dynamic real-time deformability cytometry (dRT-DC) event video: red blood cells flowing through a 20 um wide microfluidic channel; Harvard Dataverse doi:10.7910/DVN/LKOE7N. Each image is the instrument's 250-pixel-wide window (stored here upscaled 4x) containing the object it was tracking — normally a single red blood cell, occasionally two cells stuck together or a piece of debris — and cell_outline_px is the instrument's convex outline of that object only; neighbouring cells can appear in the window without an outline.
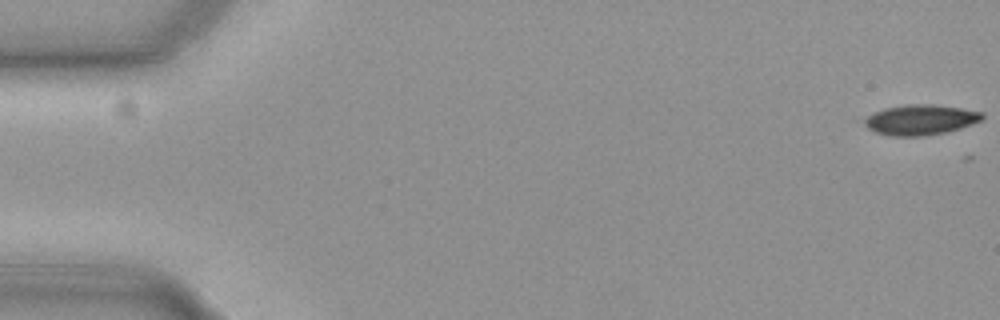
{"species": "common noctule bat (a hibernating species)", "species_latin": "Nyctalus noctula", "temperature_condition": "cold", "stored_images_in_passage": 13, "camera_frame_rate_fps": 3000, "um_per_image_px": 0.085, "animal": {"sex": "female", "body_mass_g": 19.3, "forearm_length_mm": 54.1}, "frame": {"image": 1, "passage_image": 1, "time_ms": 0.0, "image_size_px": [1000, 320], "cell_outline_px": [[984, 116], [980, 120], [972, 124], [948, 132], [924, 136], [888, 136], [876, 132], [868, 128], [864, 124], [864, 120], [868, 116], [884, 108], [904, 104], [932, 104], [960, 108], [984, 112]], "centroid_in_image_um": [78.25, 10.18], "position_along_channel_um": 6.8, "area_um2": 20.81}}